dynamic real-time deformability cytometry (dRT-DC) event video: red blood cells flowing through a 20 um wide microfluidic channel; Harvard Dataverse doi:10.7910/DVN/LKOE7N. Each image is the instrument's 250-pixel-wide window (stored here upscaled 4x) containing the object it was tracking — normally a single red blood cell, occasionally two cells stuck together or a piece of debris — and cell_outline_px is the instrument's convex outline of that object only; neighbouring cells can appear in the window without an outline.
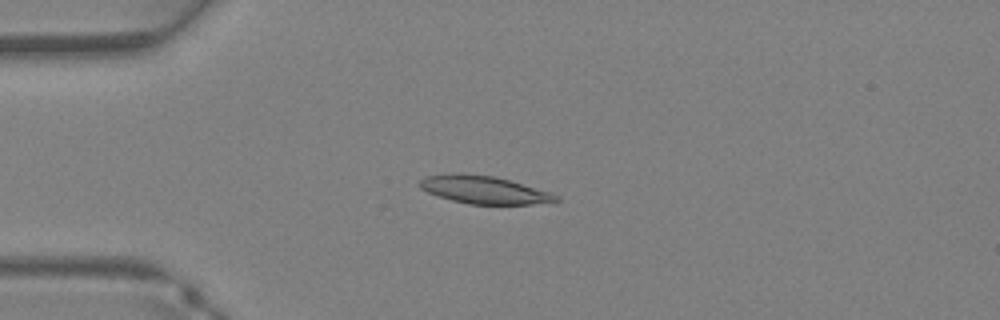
{"species": "Egyptian fruit bat (a non-hibernating species)", "species_latin": "Rousettus aegyptiacus", "temperature_condition": "warm", "stored_images_in_passage": 36, "camera_frame_rate_fps": 3000, "um_per_image_px": 0.085, "animal": {"sex": "female"}, "frame": {"image": 1, "passage_image": 9, "time_ms": 2.667, "image_size_px": [1000, 320], "cell_outline_px": [[560, 200], [532, 204], [468, 204], [452, 200], [428, 192], [420, 188], [420, 180], [424, 176], [492, 176], [508, 180], [548, 192], [560, 196]], "centroid_in_image_um": [41.19, 16.19], "position_along_channel_um": 43.8, "area_um2": 20.75}}
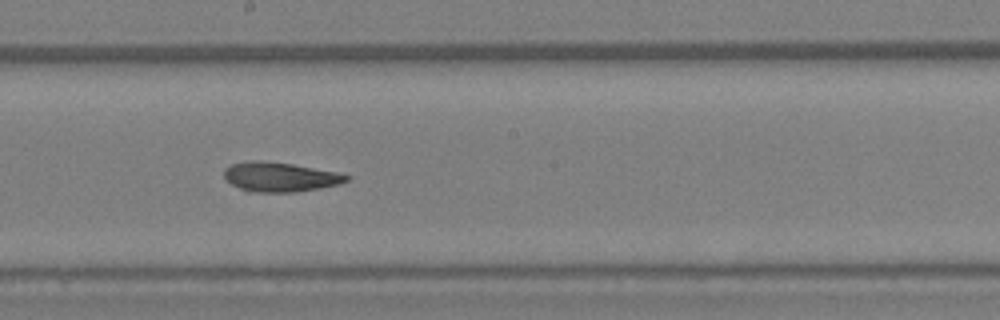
{"frame": {"image": 2, "passage_image": 20, "time_ms": 6.333, "image_size_px": [1000, 320], "cell_outline_px": [[348, 180], [336, 184], [320, 188], [296, 192], [248, 192], [232, 184], [224, 176], [224, 168], [232, 164], [248, 160], [260, 160], [292, 164], [336, 172], [348, 176]], "centroid_in_image_um": [23.74, 15.04], "position_along_channel_um": 224.5, "area_um2": 20.81}}
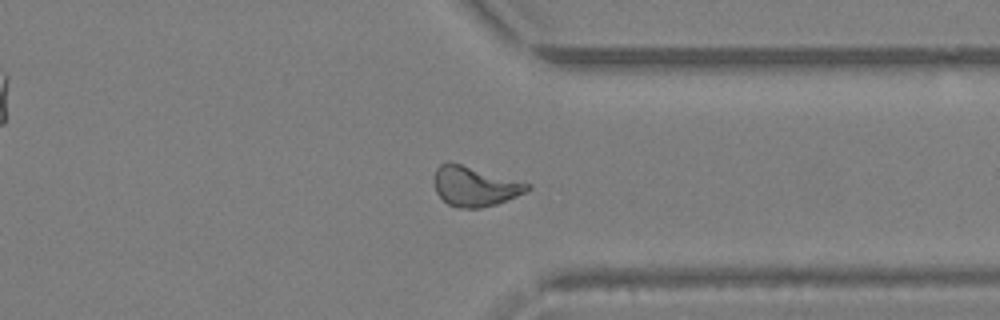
{"frame": {"image": 3, "passage_image": 28, "time_ms": 9.0, "image_size_px": [1000, 320], "cell_outline_px": [[532, 188], [516, 196], [496, 204], [480, 208], [460, 208], [448, 204], [436, 192], [432, 180], [436, 168], [440, 164], [448, 160], [532, 184]], "centroid_in_image_um": [40.32, 15.81], "position_along_channel_um": 371.1, "area_um2": 21.79}}